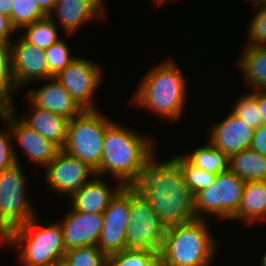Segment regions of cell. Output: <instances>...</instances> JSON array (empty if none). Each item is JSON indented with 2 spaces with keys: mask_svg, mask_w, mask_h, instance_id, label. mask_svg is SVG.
I'll return each mask as SVG.
<instances>
[{
  "mask_svg": "<svg viewBox=\"0 0 266 266\" xmlns=\"http://www.w3.org/2000/svg\"><path fill=\"white\" fill-rule=\"evenodd\" d=\"M157 158L155 153L149 159L134 187L166 228L195 220L194 196L179 162L173 156L163 161Z\"/></svg>",
  "mask_w": 266,
  "mask_h": 266,
  "instance_id": "1",
  "label": "cell"
},
{
  "mask_svg": "<svg viewBox=\"0 0 266 266\" xmlns=\"http://www.w3.org/2000/svg\"><path fill=\"white\" fill-rule=\"evenodd\" d=\"M155 137L114 122L104 135L103 154L97 176L108 174L122 186H134L149 159L157 153ZM107 174V175H106Z\"/></svg>",
  "mask_w": 266,
  "mask_h": 266,
  "instance_id": "2",
  "label": "cell"
},
{
  "mask_svg": "<svg viewBox=\"0 0 266 266\" xmlns=\"http://www.w3.org/2000/svg\"><path fill=\"white\" fill-rule=\"evenodd\" d=\"M148 69L133 94L132 107H143L168 122L182 119L189 93L188 80L182 70L170 58Z\"/></svg>",
  "mask_w": 266,
  "mask_h": 266,
  "instance_id": "3",
  "label": "cell"
},
{
  "mask_svg": "<svg viewBox=\"0 0 266 266\" xmlns=\"http://www.w3.org/2000/svg\"><path fill=\"white\" fill-rule=\"evenodd\" d=\"M204 219L166 228L159 259L167 266H212L219 244Z\"/></svg>",
  "mask_w": 266,
  "mask_h": 266,
  "instance_id": "4",
  "label": "cell"
},
{
  "mask_svg": "<svg viewBox=\"0 0 266 266\" xmlns=\"http://www.w3.org/2000/svg\"><path fill=\"white\" fill-rule=\"evenodd\" d=\"M7 246L18 252L21 266H50L67 251L60 223L42 226L38 215L10 231L1 243V247Z\"/></svg>",
  "mask_w": 266,
  "mask_h": 266,
  "instance_id": "5",
  "label": "cell"
},
{
  "mask_svg": "<svg viewBox=\"0 0 266 266\" xmlns=\"http://www.w3.org/2000/svg\"><path fill=\"white\" fill-rule=\"evenodd\" d=\"M101 110H84L68 122L62 150L86 163L95 172L100 168L106 130L114 123Z\"/></svg>",
  "mask_w": 266,
  "mask_h": 266,
  "instance_id": "6",
  "label": "cell"
},
{
  "mask_svg": "<svg viewBox=\"0 0 266 266\" xmlns=\"http://www.w3.org/2000/svg\"><path fill=\"white\" fill-rule=\"evenodd\" d=\"M21 162L0 172V242L13 229L33 219L38 211L27 194L26 172Z\"/></svg>",
  "mask_w": 266,
  "mask_h": 266,
  "instance_id": "7",
  "label": "cell"
},
{
  "mask_svg": "<svg viewBox=\"0 0 266 266\" xmlns=\"http://www.w3.org/2000/svg\"><path fill=\"white\" fill-rule=\"evenodd\" d=\"M244 187L245 181L229 170L217 174L208 188L194 196L195 217L207 220L210 215L230 221L239 209Z\"/></svg>",
  "mask_w": 266,
  "mask_h": 266,
  "instance_id": "8",
  "label": "cell"
},
{
  "mask_svg": "<svg viewBox=\"0 0 266 266\" xmlns=\"http://www.w3.org/2000/svg\"><path fill=\"white\" fill-rule=\"evenodd\" d=\"M166 227L151 205L131 186L130 222L126 232V249H147L160 252Z\"/></svg>",
  "mask_w": 266,
  "mask_h": 266,
  "instance_id": "9",
  "label": "cell"
},
{
  "mask_svg": "<svg viewBox=\"0 0 266 266\" xmlns=\"http://www.w3.org/2000/svg\"><path fill=\"white\" fill-rule=\"evenodd\" d=\"M14 102L15 100H11L0 111V120L11 131L16 162L19 163L21 161L18 157L17 146H15L18 145L21 152H24L23 154L28 158L27 160L44 169L56 157L60 149L19 118L16 102Z\"/></svg>",
  "mask_w": 266,
  "mask_h": 266,
  "instance_id": "10",
  "label": "cell"
},
{
  "mask_svg": "<svg viewBox=\"0 0 266 266\" xmlns=\"http://www.w3.org/2000/svg\"><path fill=\"white\" fill-rule=\"evenodd\" d=\"M102 68L94 61L77 56L54 78L83 110H98L94 96L104 79Z\"/></svg>",
  "mask_w": 266,
  "mask_h": 266,
  "instance_id": "11",
  "label": "cell"
},
{
  "mask_svg": "<svg viewBox=\"0 0 266 266\" xmlns=\"http://www.w3.org/2000/svg\"><path fill=\"white\" fill-rule=\"evenodd\" d=\"M95 171L86 163L64 150H59L56 157L44 168L43 179L53 192L70 198L89 182Z\"/></svg>",
  "mask_w": 266,
  "mask_h": 266,
  "instance_id": "12",
  "label": "cell"
},
{
  "mask_svg": "<svg viewBox=\"0 0 266 266\" xmlns=\"http://www.w3.org/2000/svg\"><path fill=\"white\" fill-rule=\"evenodd\" d=\"M130 205L131 186H122L103 212L104 224L97 247L106 256L126 249L125 237L130 222Z\"/></svg>",
  "mask_w": 266,
  "mask_h": 266,
  "instance_id": "13",
  "label": "cell"
},
{
  "mask_svg": "<svg viewBox=\"0 0 266 266\" xmlns=\"http://www.w3.org/2000/svg\"><path fill=\"white\" fill-rule=\"evenodd\" d=\"M10 43L11 70L17 89L40 80L50 79V70L44 49L31 45L20 35Z\"/></svg>",
  "mask_w": 266,
  "mask_h": 266,
  "instance_id": "14",
  "label": "cell"
},
{
  "mask_svg": "<svg viewBox=\"0 0 266 266\" xmlns=\"http://www.w3.org/2000/svg\"><path fill=\"white\" fill-rule=\"evenodd\" d=\"M106 0H59L49 17L65 32L72 36L88 22L105 19ZM60 24V25H59ZM67 34V35H66Z\"/></svg>",
  "mask_w": 266,
  "mask_h": 266,
  "instance_id": "15",
  "label": "cell"
},
{
  "mask_svg": "<svg viewBox=\"0 0 266 266\" xmlns=\"http://www.w3.org/2000/svg\"><path fill=\"white\" fill-rule=\"evenodd\" d=\"M66 212L65 217L59 221L66 250L97 246L104 224L103 213H83L71 206Z\"/></svg>",
  "mask_w": 266,
  "mask_h": 266,
  "instance_id": "16",
  "label": "cell"
},
{
  "mask_svg": "<svg viewBox=\"0 0 266 266\" xmlns=\"http://www.w3.org/2000/svg\"><path fill=\"white\" fill-rule=\"evenodd\" d=\"M221 121L212 122L207 139L215 148L227 157L251 147L254 128L241 118L228 111Z\"/></svg>",
  "mask_w": 266,
  "mask_h": 266,
  "instance_id": "17",
  "label": "cell"
},
{
  "mask_svg": "<svg viewBox=\"0 0 266 266\" xmlns=\"http://www.w3.org/2000/svg\"><path fill=\"white\" fill-rule=\"evenodd\" d=\"M39 83H44V85L42 84L40 88L33 86L25 94L35 106L59 114L69 120L84 111L54 77L40 80Z\"/></svg>",
  "mask_w": 266,
  "mask_h": 266,
  "instance_id": "18",
  "label": "cell"
},
{
  "mask_svg": "<svg viewBox=\"0 0 266 266\" xmlns=\"http://www.w3.org/2000/svg\"><path fill=\"white\" fill-rule=\"evenodd\" d=\"M114 185L110 186L104 177L95 175L80 191L70 197V206L83 213H103L111 198L122 187L119 182Z\"/></svg>",
  "mask_w": 266,
  "mask_h": 266,
  "instance_id": "19",
  "label": "cell"
},
{
  "mask_svg": "<svg viewBox=\"0 0 266 266\" xmlns=\"http://www.w3.org/2000/svg\"><path fill=\"white\" fill-rule=\"evenodd\" d=\"M31 107L28 117H20L30 128L34 129L48 141L55 144L60 150L66 141L67 126L69 119L49 110L35 106L27 97Z\"/></svg>",
  "mask_w": 266,
  "mask_h": 266,
  "instance_id": "20",
  "label": "cell"
},
{
  "mask_svg": "<svg viewBox=\"0 0 266 266\" xmlns=\"http://www.w3.org/2000/svg\"><path fill=\"white\" fill-rule=\"evenodd\" d=\"M242 221L247 227L266 220V181L245 182L237 213L230 221Z\"/></svg>",
  "mask_w": 266,
  "mask_h": 266,
  "instance_id": "21",
  "label": "cell"
},
{
  "mask_svg": "<svg viewBox=\"0 0 266 266\" xmlns=\"http://www.w3.org/2000/svg\"><path fill=\"white\" fill-rule=\"evenodd\" d=\"M236 67L246 87L266 91V46L245 45Z\"/></svg>",
  "mask_w": 266,
  "mask_h": 266,
  "instance_id": "22",
  "label": "cell"
},
{
  "mask_svg": "<svg viewBox=\"0 0 266 266\" xmlns=\"http://www.w3.org/2000/svg\"><path fill=\"white\" fill-rule=\"evenodd\" d=\"M228 170L245 182L266 181V156L248 148L228 157Z\"/></svg>",
  "mask_w": 266,
  "mask_h": 266,
  "instance_id": "23",
  "label": "cell"
},
{
  "mask_svg": "<svg viewBox=\"0 0 266 266\" xmlns=\"http://www.w3.org/2000/svg\"><path fill=\"white\" fill-rule=\"evenodd\" d=\"M193 166L219 174L228 170V157L215 148L208 140L206 145L194 148L191 152L181 153Z\"/></svg>",
  "mask_w": 266,
  "mask_h": 266,
  "instance_id": "24",
  "label": "cell"
},
{
  "mask_svg": "<svg viewBox=\"0 0 266 266\" xmlns=\"http://www.w3.org/2000/svg\"><path fill=\"white\" fill-rule=\"evenodd\" d=\"M59 31L58 26L49 16L26 25L20 30L21 33L23 32L21 37L26 42L44 50L62 39Z\"/></svg>",
  "mask_w": 266,
  "mask_h": 266,
  "instance_id": "25",
  "label": "cell"
},
{
  "mask_svg": "<svg viewBox=\"0 0 266 266\" xmlns=\"http://www.w3.org/2000/svg\"><path fill=\"white\" fill-rule=\"evenodd\" d=\"M159 253L147 249H124L107 256V266H154Z\"/></svg>",
  "mask_w": 266,
  "mask_h": 266,
  "instance_id": "26",
  "label": "cell"
},
{
  "mask_svg": "<svg viewBox=\"0 0 266 266\" xmlns=\"http://www.w3.org/2000/svg\"><path fill=\"white\" fill-rule=\"evenodd\" d=\"M10 22L17 33L24 26L41 20L47 15L40 9L36 0H12Z\"/></svg>",
  "mask_w": 266,
  "mask_h": 266,
  "instance_id": "27",
  "label": "cell"
},
{
  "mask_svg": "<svg viewBox=\"0 0 266 266\" xmlns=\"http://www.w3.org/2000/svg\"><path fill=\"white\" fill-rule=\"evenodd\" d=\"M179 162L189 191L195 196L201 190L208 188L216 175L193 166L181 153L173 155Z\"/></svg>",
  "mask_w": 266,
  "mask_h": 266,
  "instance_id": "28",
  "label": "cell"
},
{
  "mask_svg": "<svg viewBox=\"0 0 266 266\" xmlns=\"http://www.w3.org/2000/svg\"><path fill=\"white\" fill-rule=\"evenodd\" d=\"M237 101L232 105L231 112L237 117L241 118L250 127L256 129L260 125L264 124L260 119V113L257 107V90L249 91L242 96L236 97Z\"/></svg>",
  "mask_w": 266,
  "mask_h": 266,
  "instance_id": "29",
  "label": "cell"
},
{
  "mask_svg": "<svg viewBox=\"0 0 266 266\" xmlns=\"http://www.w3.org/2000/svg\"><path fill=\"white\" fill-rule=\"evenodd\" d=\"M17 91L11 70L10 44L0 43V97L8 104L15 99Z\"/></svg>",
  "mask_w": 266,
  "mask_h": 266,
  "instance_id": "30",
  "label": "cell"
},
{
  "mask_svg": "<svg viewBox=\"0 0 266 266\" xmlns=\"http://www.w3.org/2000/svg\"><path fill=\"white\" fill-rule=\"evenodd\" d=\"M64 259L69 266H107V256L97 246L67 250Z\"/></svg>",
  "mask_w": 266,
  "mask_h": 266,
  "instance_id": "31",
  "label": "cell"
},
{
  "mask_svg": "<svg viewBox=\"0 0 266 266\" xmlns=\"http://www.w3.org/2000/svg\"><path fill=\"white\" fill-rule=\"evenodd\" d=\"M44 51L50 70V78L58 75L76 58V56L71 53L68 43L63 39L52 44Z\"/></svg>",
  "mask_w": 266,
  "mask_h": 266,
  "instance_id": "32",
  "label": "cell"
},
{
  "mask_svg": "<svg viewBox=\"0 0 266 266\" xmlns=\"http://www.w3.org/2000/svg\"><path fill=\"white\" fill-rule=\"evenodd\" d=\"M252 10L256 13L247 26L248 40L245 45L266 46V5L255 6Z\"/></svg>",
  "mask_w": 266,
  "mask_h": 266,
  "instance_id": "33",
  "label": "cell"
},
{
  "mask_svg": "<svg viewBox=\"0 0 266 266\" xmlns=\"http://www.w3.org/2000/svg\"><path fill=\"white\" fill-rule=\"evenodd\" d=\"M0 130V172L13 167L17 162L13 152V138L9 127Z\"/></svg>",
  "mask_w": 266,
  "mask_h": 266,
  "instance_id": "34",
  "label": "cell"
},
{
  "mask_svg": "<svg viewBox=\"0 0 266 266\" xmlns=\"http://www.w3.org/2000/svg\"><path fill=\"white\" fill-rule=\"evenodd\" d=\"M250 148L266 156V124H262L254 129Z\"/></svg>",
  "mask_w": 266,
  "mask_h": 266,
  "instance_id": "35",
  "label": "cell"
},
{
  "mask_svg": "<svg viewBox=\"0 0 266 266\" xmlns=\"http://www.w3.org/2000/svg\"><path fill=\"white\" fill-rule=\"evenodd\" d=\"M15 32L16 29L12 26L10 18L0 13V43L10 44Z\"/></svg>",
  "mask_w": 266,
  "mask_h": 266,
  "instance_id": "36",
  "label": "cell"
},
{
  "mask_svg": "<svg viewBox=\"0 0 266 266\" xmlns=\"http://www.w3.org/2000/svg\"><path fill=\"white\" fill-rule=\"evenodd\" d=\"M257 107L260 119L266 124V91L264 90H257Z\"/></svg>",
  "mask_w": 266,
  "mask_h": 266,
  "instance_id": "37",
  "label": "cell"
},
{
  "mask_svg": "<svg viewBox=\"0 0 266 266\" xmlns=\"http://www.w3.org/2000/svg\"><path fill=\"white\" fill-rule=\"evenodd\" d=\"M37 4L39 5L40 9L47 15L53 11L55 6V2L53 0H36Z\"/></svg>",
  "mask_w": 266,
  "mask_h": 266,
  "instance_id": "38",
  "label": "cell"
},
{
  "mask_svg": "<svg viewBox=\"0 0 266 266\" xmlns=\"http://www.w3.org/2000/svg\"><path fill=\"white\" fill-rule=\"evenodd\" d=\"M12 0H0V13L6 17H11Z\"/></svg>",
  "mask_w": 266,
  "mask_h": 266,
  "instance_id": "39",
  "label": "cell"
},
{
  "mask_svg": "<svg viewBox=\"0 0 266 266\" xmlns=\"http://www.w3.org/2000/svg\"><path fill=\"white\" fill-rule=\"evenodd\" d=\"M50 266H69V264L63 258V259L54 261Z\"/></svg>",
  "mask_w": 266,
  "mask_h": 266,
  "instance_id": "40",
  "label": "cell"
},
{
  "mask_svg": "<svg viewBox=\"0 0 266 266\" xmlns=\"http://www.w3.org/2000/svg\"><path fill=\"white\" fill-rule=\"evenodd\" d=\"M152 1L156 7H159V6L162 7L163 4H167L168 2L170 1L172 2L173 0H152ZM174 1H177V0H174Z\"/></svg>",
  "mask_w": 266,
  "mask_h": 266,
  "instance_id": "41",
  "label": "cell"
},
{
  "mask_svg": "<svg viewBox=\"0 0 266 266\" xmlns=\"http://www.w3.org/2000/svg\"><path fill=\"white\" fill-rule=\"evenodd\" d=\"M251 1L252 7L263 5L266 0H248Z\"/></svg>",
  "mask_w": 266,
  "mask_h": 266,
  "instance_id": "42",
  "label": "cell"
},
{
  "mask_svg": "<svg viewBox=\"0 0 266 266\" xmlns=\"http://www.w3.org/2000/svg\"><path fill=\"white\" fill-rule=\"evenodd\" d=\"M260 265L259 266H266V251L263 253L260 259Z\"/></svg>",
  "mask_w": 266,
  "mask_h": 266,
  "instance_id": "43",
  "label": "cell"
},
{
  "mask_svg": "<svg viewBox=\"0 0 266 266\" xmlns=\"http://www.w3.org/2000/svg\"><path fill=\"white\" fill-rule=\"evenodd\" d=\"M7 105V103L0 97V111Z\"/></svg>",
  "mask_w": 266,
  "mask_h": 266,
  "instance_id": "44",
  "label": "cell"
},
{
  "mask_svg": "<svg viewBox=\"0 0 266 266\" xmlns=\"http://www.w3.org/2000/svg\"><path fill=\"white\" fill-rule=\"evenodd\" d=\"M154 266H167L160 259L155 263Z\"/></svg>",
  "mask_w": 266,
  "mask_h": 266,
  "instance_id": "45",
  "label": "cell"
}]
</instances>
